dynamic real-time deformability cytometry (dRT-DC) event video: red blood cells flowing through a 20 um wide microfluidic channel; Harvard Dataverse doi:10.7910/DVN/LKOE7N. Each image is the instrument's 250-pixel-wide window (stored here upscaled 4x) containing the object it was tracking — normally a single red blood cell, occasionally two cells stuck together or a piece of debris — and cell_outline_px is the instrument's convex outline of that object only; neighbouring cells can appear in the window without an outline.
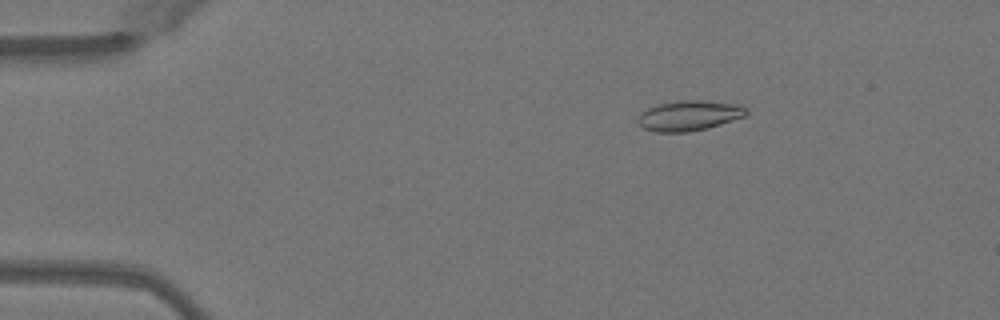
{"species": "Egyptian fruit bat (a non-hibernating species)", "species_latin": "Rousettus aegyptiacus", "temperature_condition": "warm", "stored_images_in_passage": 43, "camera_frame_rate_fps": 3000, "um_per_image_px": 0.085, "animal": {"sex": "female"}, "frame": {"image": 1, "passage_image": 1, "time_ms": 0.0, "image_size_px": [1000, 320], "cell_outline_px": [[748, 112], [744, 116], [708, 128], [688, 132], [656, 132], [644, 128], [636, 120], [648, 108], [660, 104], [680, 100], [700, 100], [740, 104], [748, 108]], "centroid_in_image_um": [58.61, 9.82], "position_along_channel_um": 26.4, "area_um2": 18.9}}
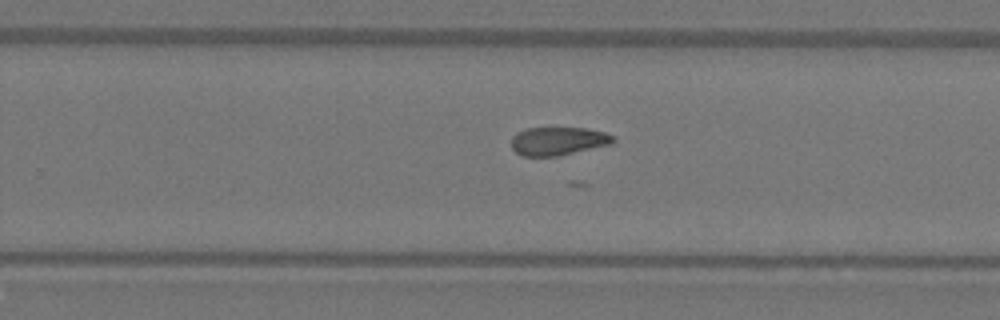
{"frame": {"image": 2, "passage_image": 25, "time_ms": 8.0, "image_size_px": [1000, 320], "cell_outline_px": [[616, 140], [612, 144], [556, 156], [524, 156], [516, 152], [512, 148], [512, 136], [516, 132], [528, 128], [584, 128], [604, 132], [612, 136]], "centroid_in_image_um": [47.43, 11.99], "position_along_channel_um": 282.4, "area_um2": 16.65}}
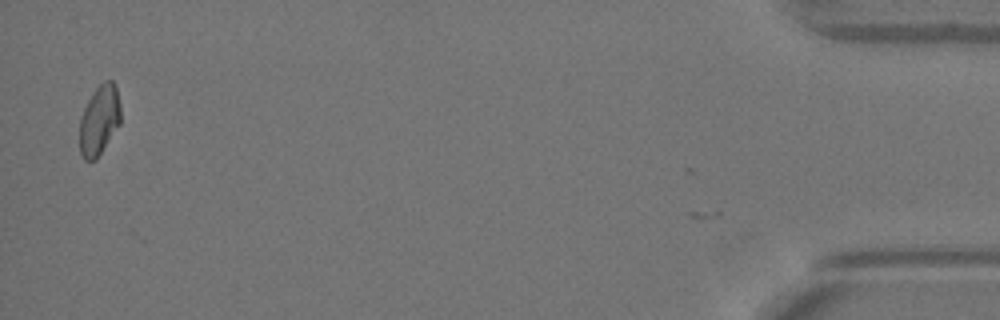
{"frame": {"image": 3, "passage_image": 42, "time_ms": 13.667, "image_size_px": [1000, 320], "cell_outline_px": [[120, 124], [96, 160], [84, 160], [80, 156], [80, 116], [92, 92], [104, 80], [112, 80], [116, 88], [120, 104]], "centroid_in_image_um": [8.43, 10.22], "position_along_channel_um": 426.8, "area_um2": 16.76}, "authors_computed_cell_mechanics": {"area_um2": 17.3978, "velocity_mm_per_s": 4.0742, "shape_relaxation_time_tau1_ms": null, "shape_relaxation_time_tau2_ms": 3.3964, "deformation_change_tau1": null, "deformation_change_tau2": 0.0826}}